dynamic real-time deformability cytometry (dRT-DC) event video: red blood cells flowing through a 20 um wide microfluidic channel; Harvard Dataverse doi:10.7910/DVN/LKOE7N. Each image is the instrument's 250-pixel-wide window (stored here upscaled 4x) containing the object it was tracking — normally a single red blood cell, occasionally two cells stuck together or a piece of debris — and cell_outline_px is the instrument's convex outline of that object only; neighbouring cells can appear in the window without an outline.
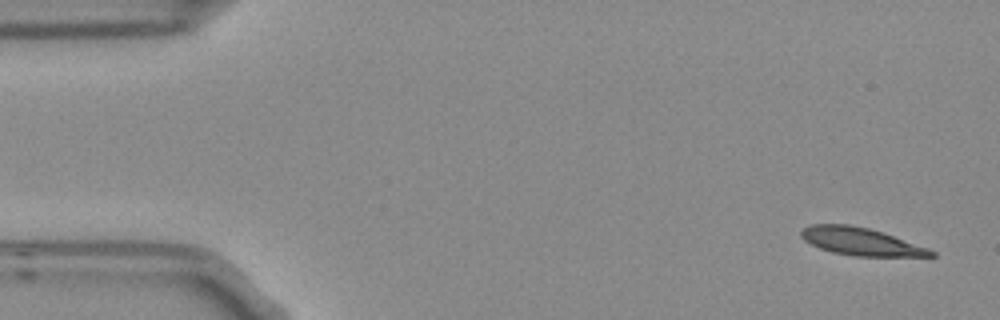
{"species": "Egyptian fruit bat (a non-hibernating species)", "species_latin": "Rousettus aegyptiacus", "temperature_condition": "room temperature", "stored_images_in_passage": 12, "camera_frame_rate_fps": 3000, "um_per_image_px": 0.085, "frame": {"image": 1, "passage_image": 1, "time_ms": 0.0, "image_size_px": [1000, 320], "cell_outline_px": [[936, 256], [856, 256], [832, 252], [820, 248], [804, 240], [800, 236], [800, 232], [804, 228], [812, 224], [848, 224], [868, 228], [884, 232], [928, 248], [936, 252]], "centroid_in_image_um": [73.17, 20.52], "position_along_channel_um": 11.8, "area_um2": 20.81}}
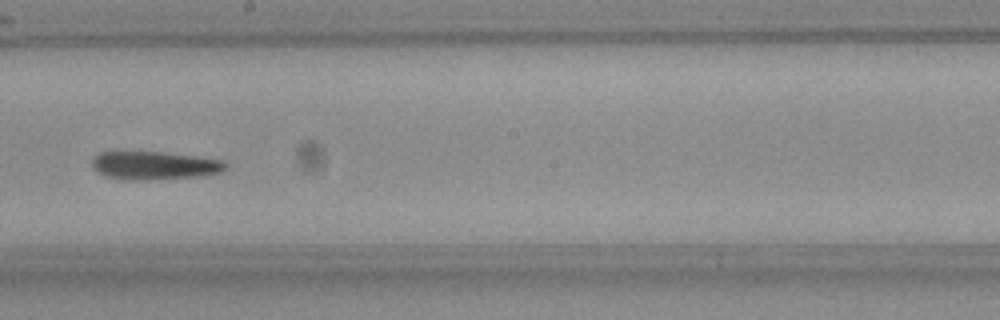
{"frame": {"image": 2, "passage_image": 8, "time_ms": 2.333, "image_size_px": [1000, 320], "cell_outline_px": [[228, 168], [220, 172], [204, 176], [148, 180], [132, 180], [108, 176], [100, 172], [92, 164], [92, 160], [96, 152], [160, 152], [224, 160], [228, 164]], "centroid_in_image_um": [13.19, 14.06], "position_along_channel_um": 235.0, "area_um2": 21.79}}
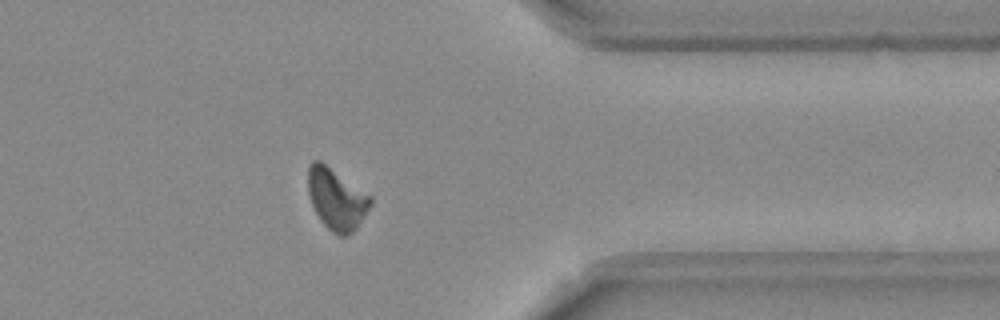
{"frame": {"image": 3, "passage_image": 12, "time_ms": 3.667, "image_size_px": [1000, 320], "cell_outline_px": [[372, 204], [356, 228], [348, 236], [340, 236], [332, 232], [320, 220], [312, 204], [308, 192], [308, 164], [312, 160], [320, 160], [372, 196]], "centroid_in_image_um": [28.6, 16.9], "position_along_channel_um": 382.8, "area_um2": 22.31}}